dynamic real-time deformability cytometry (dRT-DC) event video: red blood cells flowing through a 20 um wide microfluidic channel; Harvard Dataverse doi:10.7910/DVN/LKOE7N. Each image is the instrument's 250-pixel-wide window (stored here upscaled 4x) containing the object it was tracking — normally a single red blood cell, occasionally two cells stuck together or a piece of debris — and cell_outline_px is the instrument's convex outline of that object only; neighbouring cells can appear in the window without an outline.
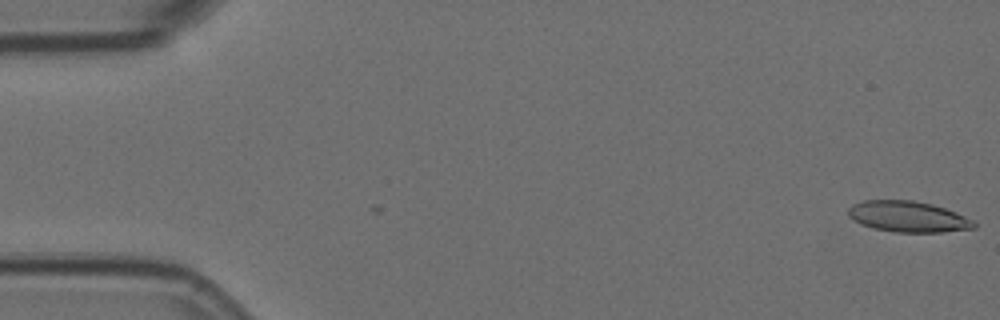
{"species": "Egyptian fruit bat (a non-hibernating species)", "species_latin": "Rousettus aegyptiacus", "temperature_condition": "room temperature", "stored_images_in_passage": 4, "camera_frame_rate_fps": 3000, "um_per_image_px": 0.085, "animal": {"sex": "female"}, "frame": {"image": 1, "passage_image": 1, "time_ms": 0.0, "image_size_px": [1000, 320], "cell_outline_px": [[976, 228], [944, 232], [896, 232], [876, 228], [852, 220], [848, 216], [848, 208], [852, 204], [864, 200], [912, 200], [932, 204], [956, 212], [972, 220], [976, 224]], "centroid_in_image_um": [77.18, 18.41], "position_along_channel_um": 7.8, "area_um2": 22.54}}
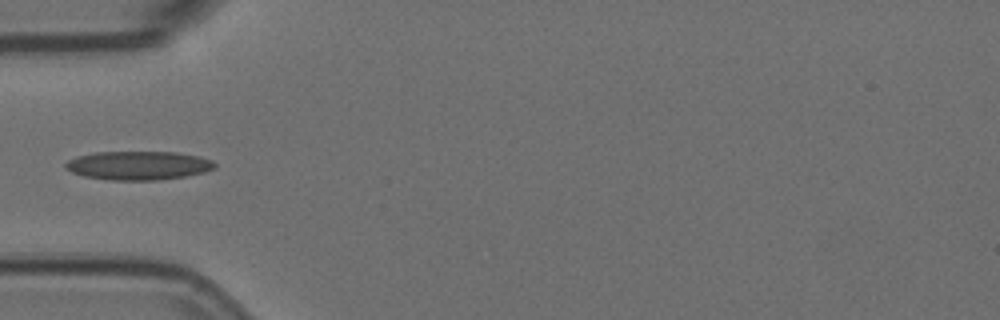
{"frame": {"image": 2, "passage_image": 4, "time_ms": 1.0, "image_size_px": [1000, 320], "cell_outline_px": [[216, 168], [204, 172], [184, 176], [156, 180], [108, 180], [84, 176], [72, 172], [64, 168], [64, 164], [68, 160], [76, 156], [96, 152], [176, 152], [196, 156], [212, 160], [216, 164]], "centroid_in_image_um": [11.73, 14.06], "position_along_channel_um": 73.3, "area_um2": 24.97}}